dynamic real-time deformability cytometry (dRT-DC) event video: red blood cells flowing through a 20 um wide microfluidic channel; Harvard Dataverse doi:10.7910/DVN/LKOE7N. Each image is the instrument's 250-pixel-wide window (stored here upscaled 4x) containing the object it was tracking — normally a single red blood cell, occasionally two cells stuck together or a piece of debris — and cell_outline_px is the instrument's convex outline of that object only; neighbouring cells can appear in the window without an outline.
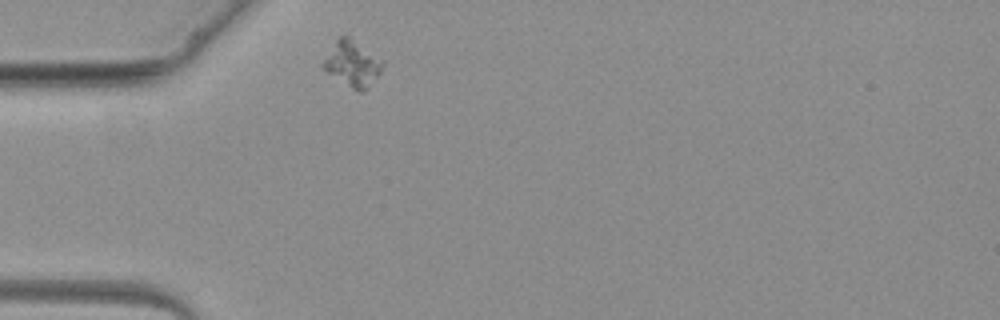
{"species": "common noctule bat (a hibernating species)", "species_latin": "Nyctalus noctula", "temperature_condition": "warm", "stored_images_in_passage": 1, "camera_frame_rate_fps": 3000, "um_per_image_px": 0.085, "animal": {"sex": "female", "body_mass_g": 19.3, "forearm_length_mm": 54.1}, "frame": {"image": 1, "passage_image": 1, "time_ms": 0.0, "image_size_px": [1000, 320], "cell_outline_px": [[384, 64], [380, 72], [368, 88], [364, 92], [360, 92], [352, 88], [328, 72], [320, 64], [336, 40], [340, 36], [348, 36], [384, 60]], "centroid_in_image_um": [29.97, 5.41], "position_along_channel_um": 55.0, "area_um2": 15.49}}